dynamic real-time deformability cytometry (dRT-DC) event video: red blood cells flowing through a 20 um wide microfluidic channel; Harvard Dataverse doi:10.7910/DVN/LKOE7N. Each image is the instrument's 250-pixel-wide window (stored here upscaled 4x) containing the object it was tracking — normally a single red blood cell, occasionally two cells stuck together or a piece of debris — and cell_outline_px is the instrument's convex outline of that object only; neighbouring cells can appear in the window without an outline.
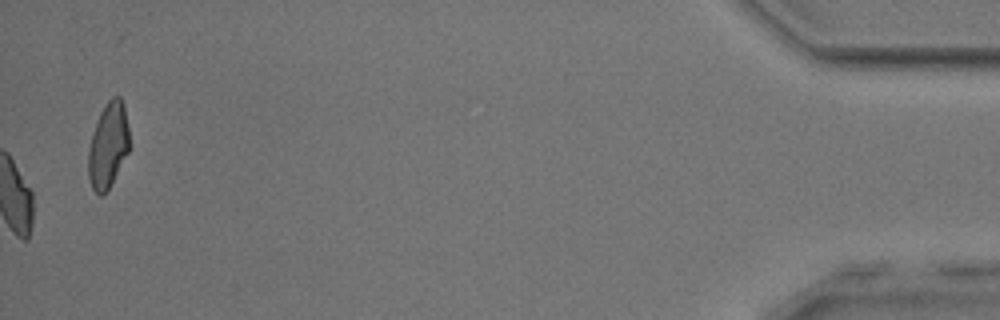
{"species": "common noctule bat (a hibernating species)", "species_latin": "Nyctalus noctula", "temperature_condition": "room temperature", "stored_images_in_passage": 55, "camera_frame_rate_fps": 3000, "um_per_image_px": 0.085, "animal": {"sex": "male", "body_mass_g": 17.9, "forearm_length_mm": 54.2}, "frame": {"image": 1, "passage_image": 55, "time_ms": 18.0, "image_size_px": [1000, 320], "cell_outline_px": [[128, 152], [108, 188], [100, 196], [92, 188], [88, 176], [88, 152], [92, 132], [100, 112], [104, 104], [112, 96], [120, 96], [124, 104], [128, 128]], "centroid_in_image_um": [9.17, 12.3], "position_along_channel_um": 426.0, "area_um2": 20.17}, "authors_computed_cell_mechanics": {"area_um2": 19.074, "velocity_mm_per_s": 3.7995, "shape_relaxation_time_tau1_ms": 4.3679, "shape_relaxation_time_tau2_ms": 4.1214, "deformation_change_tau1": 0.1156, "deformation_change_tau2": 0.1013}}